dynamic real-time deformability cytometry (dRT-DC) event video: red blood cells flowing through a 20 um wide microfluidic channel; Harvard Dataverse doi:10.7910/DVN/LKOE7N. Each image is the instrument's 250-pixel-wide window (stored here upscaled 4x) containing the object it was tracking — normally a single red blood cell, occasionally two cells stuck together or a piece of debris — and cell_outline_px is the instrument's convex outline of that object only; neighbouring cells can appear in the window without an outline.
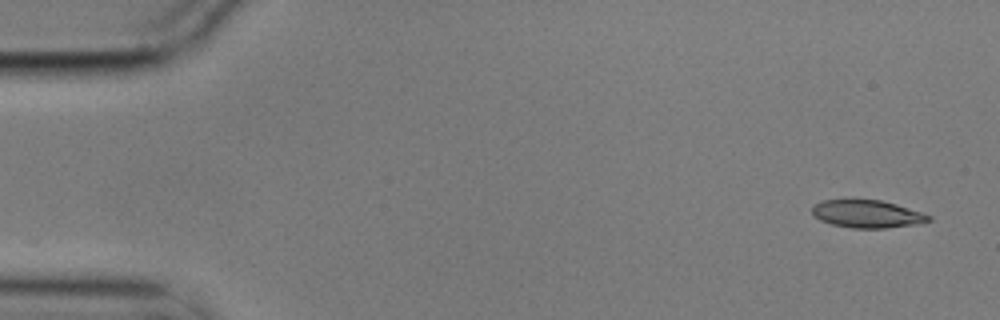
{"species": "common noctule bat (a hibernating species)", "species_latin": "Nyctalus noctula", "temperature_condition": "cold", "stored_images_in_passage": 13, "camera_frame_rate_fps": 3000, "um_per_image_px": 0.085, "animal": {"sex": "male", "body_mass_g": 17.9}, "frame": {"image": 1, "passage_image": 1, "time_ms": 0.0, "image_size_px": [1000, 320], "cell_outline_px": [[932, 220], [916, 224], [884, 228], [852, 228], [832, 224], [820, 220], [812, 216], [812, 204], [824, 200], [852, 196], [880, 200], [896, 204], [932, 216]], "centroid_in_image_um": [73.62, 18.13], "position_along_channel_um": 11.4, "area_um2": 19.54}}
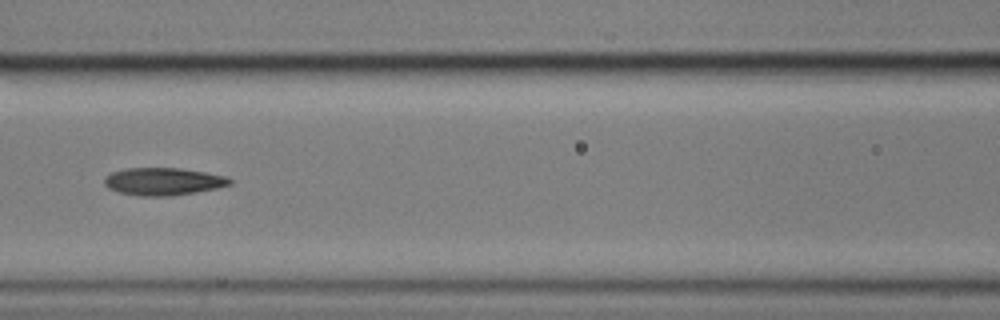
{"frame": {"image": 2, "passage_image": 6, "time_ms": 1.667, "image_size_px": [1000, 320], "cell_outline_px": [[232, 184], [216, 188], [196, 192], [172, 196], [140, 196], [120, 192], [108, 188], [104, 184], [104, 176], [112, 172], [124, 168], [180, 168], [204, 172], [224, 176], [232, 180]], "centroid_in_image_um": [13.84, 15.42], "position_along_channel_um": 152.8, "area_um2": 20.11}}
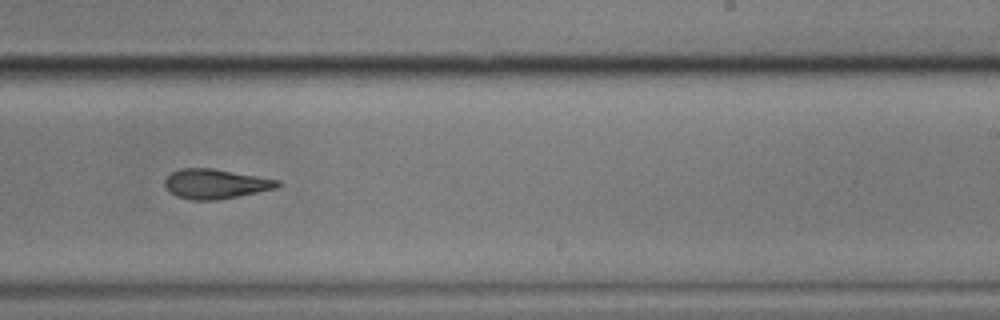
{"frame": {"image": 3, "passage_image": 9, "time_ms": 2.667, "image_size_px": [1000, 320], "cell_outline_px": [[284, 184], [276, 188], [216, 200], [192, 200], [176, 196], [168, 192], [164, 188], [164, 180], [172, 172], [180, 168], [212, 168], [280, 180]], "centroid_in_image_um": [18.28, 15.63], "position_along_channel_um": 270.7, "area_um2": 19.54}}